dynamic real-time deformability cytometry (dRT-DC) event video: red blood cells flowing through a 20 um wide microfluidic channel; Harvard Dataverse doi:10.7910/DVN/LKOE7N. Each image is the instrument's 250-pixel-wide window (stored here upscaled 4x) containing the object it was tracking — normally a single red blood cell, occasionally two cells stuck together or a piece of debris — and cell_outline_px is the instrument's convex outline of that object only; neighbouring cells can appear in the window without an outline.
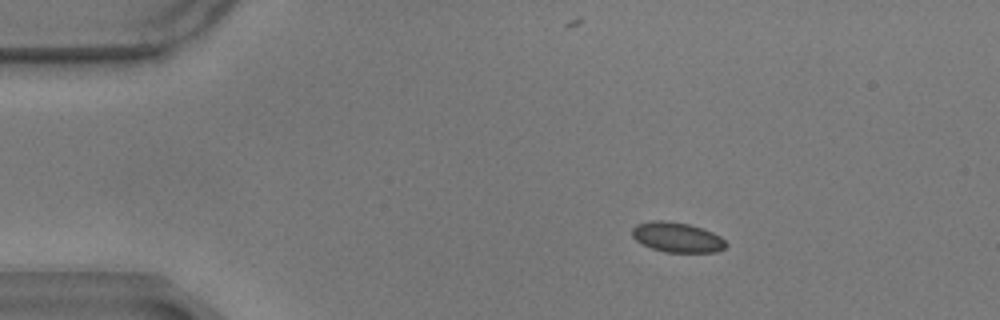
{"species": "common noctule bat (a hibernating species)", "species_latin": "Nyctalus noctula", "temperature_condition": "warm", "stored_images_in_passage": 14, "segment_of_instrument_passage": [2, 2], "camera_frame_rate_fps": 3000, "um_per_image_px": 0.085, "animal": {"sex": "male", "body_mass_g": 17.9}, "frame": {"image": 1, "passage_image": 14, "time_ms": 4.333, "image_size_px": [1000, 320], "cell_outline_px": [[728, 244], [724, 248], [716, 252], [664, 252], [652, 248], [636, 240], [632, 236], [632, 228], [636, 224], [652, 220], [664, 220], [688, 224], [712, 232], [720, 236]], "centroid_in_image_um": [57.54, 20.16], "position_along_channel_um": 27.5, "area_um2": 16.3}}